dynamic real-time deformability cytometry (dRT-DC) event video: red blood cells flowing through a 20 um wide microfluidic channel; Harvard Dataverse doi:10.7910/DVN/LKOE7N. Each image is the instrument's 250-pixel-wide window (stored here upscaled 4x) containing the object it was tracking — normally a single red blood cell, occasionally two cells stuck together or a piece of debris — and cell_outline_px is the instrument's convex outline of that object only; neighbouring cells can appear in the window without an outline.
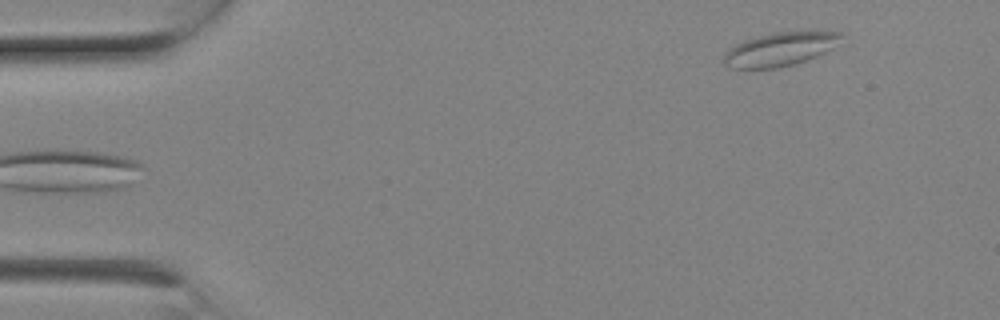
{"species": "Egyptian fruit bat (a non-hibernating species)", "species_latin": "Rousettus aegyptiacus", "temperature_condition": "room temperature", "stored_images_in_passage": 6, "camera_frame_rate_fps": 3000, "um_per_image_px": 0.085, "animal": {"sex": "female"}, "frame": {"image": 1, "passage_image": 6, "time_ms": 1.667, "image_size_px": [1000, 320], "cell_outline_px": [[844, 36], [832, 48], [816, 56], [792, 64], [776, 68], [728, 68], [724, 64], [724, 52], [736, 44], [744, 40], [772, 32], [844, 32]], "centroid_in_image_um": [66.27, 4.18], "position_along_channel_um": 18.7, "area_um2": 22.66}}